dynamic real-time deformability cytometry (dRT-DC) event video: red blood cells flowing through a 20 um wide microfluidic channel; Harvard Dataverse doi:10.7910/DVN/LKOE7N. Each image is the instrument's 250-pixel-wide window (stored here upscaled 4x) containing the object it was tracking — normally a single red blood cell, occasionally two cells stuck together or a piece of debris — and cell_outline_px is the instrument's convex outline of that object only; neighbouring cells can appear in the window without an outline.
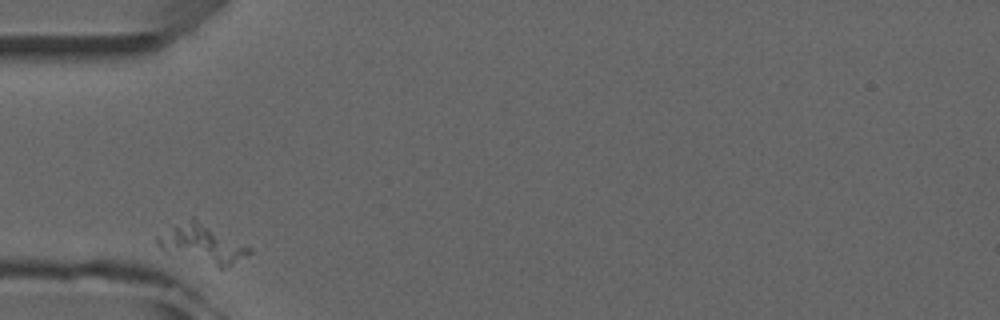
{"species": "common noctule bat (a hibernating species)", "species_latin": "Nyctalus noctula", "temperature_condition": "room temperature", "stored_images_in_passage": 3, "camera_frame_rate_fps": 3000, "um_per_image_px": 0.085, "animal": {"sex": "male", "forearm_length_mm": 52.5}, "frame": {"image": 1, "passage_image": 1, "time_ms": 0.0, "image_size_px": [1000, 320], "cell_outline_px": [[252, 252], [232, 264], [224, 268], [220, 268], [164, 252], [156, 244], [156, 236], [192, 216], [252, 248]], "centroid_in_image_um": [17.17, 20.73], "position_along_channel_um": 67.8, "area_um2": 20.58}}
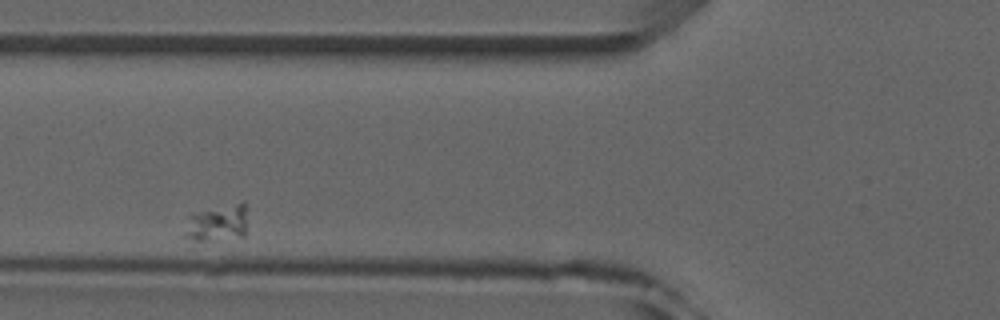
{"frame": {"image": 2, "passage_image": 2, "time_ms": 1.333, "image_size_px": [1000, 320], "cell_outline_px": [[244, 236], [208, 240], [196, 240], [184, 236], [184, 232], [188, 212], [244, 200]], "centroid_in_image_um": [18.38, 18.89], "position_along_channel_um": 107.4, "area_um2": 13.58}}